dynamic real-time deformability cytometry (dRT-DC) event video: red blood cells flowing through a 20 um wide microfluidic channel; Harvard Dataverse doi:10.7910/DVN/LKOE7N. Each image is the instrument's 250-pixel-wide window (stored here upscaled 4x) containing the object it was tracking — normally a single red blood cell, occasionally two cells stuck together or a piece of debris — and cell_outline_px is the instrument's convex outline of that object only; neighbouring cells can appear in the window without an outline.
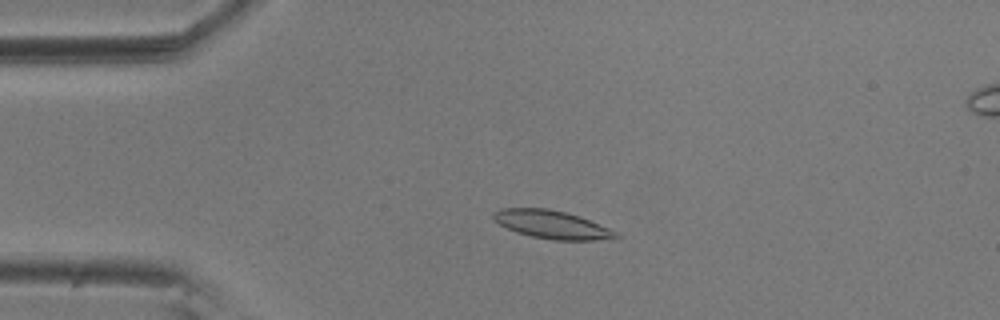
{"species": "common noctule bat (a hibernating species)", "species_latin": "Nyctalus noctula", "temperature_condition": "room temperature", "stored_images_in_passage": 57, "camera_frame_rate_fps": 3000, "um_per_image_px": 0.085, "animal": {"sex": "male", "body_mass_g": 20.5, "forearm_length_mm": 52.5}, "frame": {"image": 1, "passage_image": 13, "time_ms": 4.0, "image_size_px": [1000, 320], "cell_outline_px": [[620, 236], [616, 240], [552, 240], [532, 236], [516, 232], [500, 224], [492, 216], [492, 212], [500, 208], [548, 208], [580, 216], [608, 228], [616, 232]], "centroid_in_image_um": [46.94, 19.09], "position_along_channel_um": 38.1, "area_um2": 20.11}}
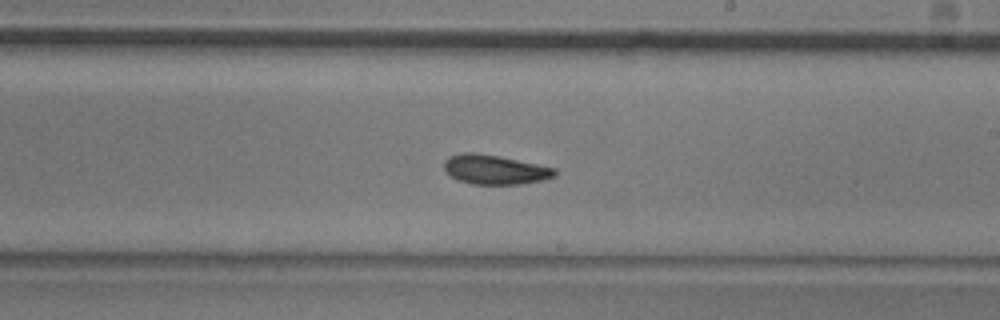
{"frame": {"image": 2, "passage_image": 33, "time_ms": 10.667, "image_size_px": [1000, 320], "cell_outline_px": [[556, 176], [544, 180], [520, 184], [472, 184], [456, 180], [444, 168], [444, 160], [448, 156], [464, 152], [472, 152], [496, 156], [556, 168]], "centroid_in_image_um": [42.05, 14.42], "position_along_channel_um": 247.0, "area_um2": 18.84}}
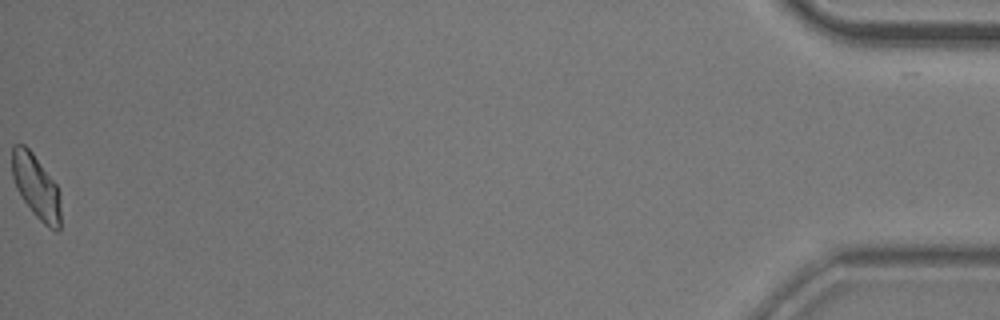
{"frame": {"image": 3, "passage_image": 57, "time_ms": 18.667, "image_size_px": [1000, 320], "cell_outline_px": [[60, 228], [56, 232], [48, 228], [32, 212], [20, 196], [16, 188], [12, 176], [12, 144], [24, 144], [32, 152], [56, 184], [60, 192]], "centroid_in_image_um": [3.07, 15.88], "position_along_channel_um": 432.1, "area_um2": 18.26}, "authors_computed_cell_mechanics": {"area_um2": 19.074, "velocity_mm_per_s": 3.5802, "shape_relaxation_time_tau1_ms": 4.657, "shape_relaxation_time_tau2_ms": 2.987, "deformation_change_tau1": 0.1299, "deformation_change_tau2": 0.0862}}